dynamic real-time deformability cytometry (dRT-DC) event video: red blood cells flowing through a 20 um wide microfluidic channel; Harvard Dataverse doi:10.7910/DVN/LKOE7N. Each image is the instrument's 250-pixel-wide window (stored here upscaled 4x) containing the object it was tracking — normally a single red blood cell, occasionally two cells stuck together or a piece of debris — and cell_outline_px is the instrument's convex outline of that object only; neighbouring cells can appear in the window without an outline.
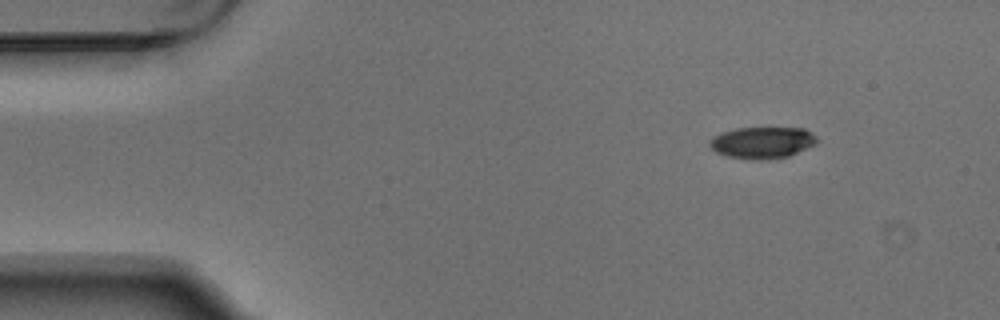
{"species": "Egyptian fruit bat (a non-hibernating species)", "species_latin": "Rousettus aegyptiacus", "temperature_condition": "warm", "stored_images_in_passage": 5, "camera_frame_rate_fps": 3000, "um_per_image_px": 0.085, "animal": {"sex": "male"}, "frame": {"image": 1, "passage_image": 1, "time_ms": 0.0, "image_size_px": [1000, 320], "cell_outline_px": [[816, 144], [788, 156], [768, 160], [752, 160], [728, 156], [716, 152], [708, 144], [708, 140], [724, 132], [736, 128], [804, 128], [816, 136]], "centroid_in_image_um": [64.79, 12.13], "position_along_channel_um": 20.2, "area_um2": 19.65}}
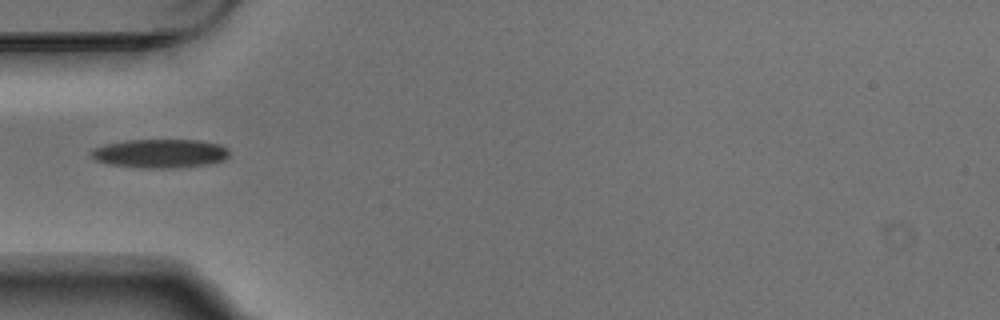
{"frame": {"image": 2, "passage_image": 4, "time_ms": 1.0, "image_size_px": [1000, 320], "cell_outline_px": [[228, 156], [224, 160], [208, 164], [176, 168], [140, 168], [108, 164], [96, 160], [92, 156], [92, 148], [104, 144], [124, 140], [200, 140], [220, 144], [228, 148]], "centroid_in_image_um": [13.61, 13.04], "position_along_channel_um": 71.4, "area_um2": 23.35}}
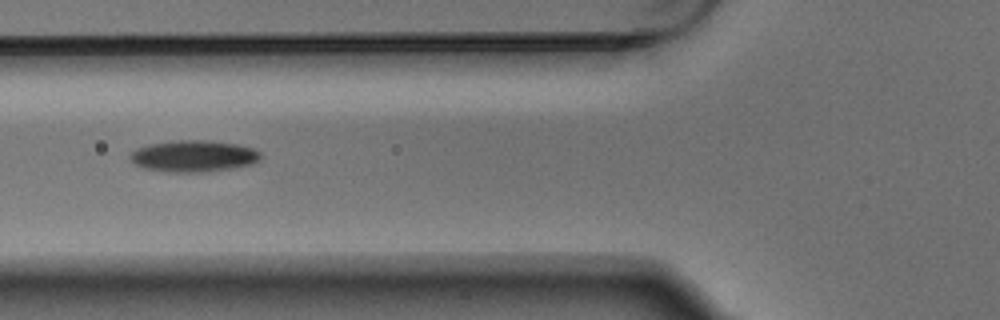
{"frame": {"image": 3, "passage_image": 5, "time_ms": 1.333, "image_size_px": [1000, 320], "cell_outline_px": [[264, 156], [260, 160], [252, 164], [232, 168], [200, 172], [168, 172], [144, 168], [136, 164], [132, 160], [132, 152], [140, 148], [152, 144], [180, 140], [204, 140], [236, 144], [252, 148], [260, 152]], "centroid_in_image_um": [16.54, 13.27], "position_along_channel_um": 109.3, "area_um2": 23.58}}